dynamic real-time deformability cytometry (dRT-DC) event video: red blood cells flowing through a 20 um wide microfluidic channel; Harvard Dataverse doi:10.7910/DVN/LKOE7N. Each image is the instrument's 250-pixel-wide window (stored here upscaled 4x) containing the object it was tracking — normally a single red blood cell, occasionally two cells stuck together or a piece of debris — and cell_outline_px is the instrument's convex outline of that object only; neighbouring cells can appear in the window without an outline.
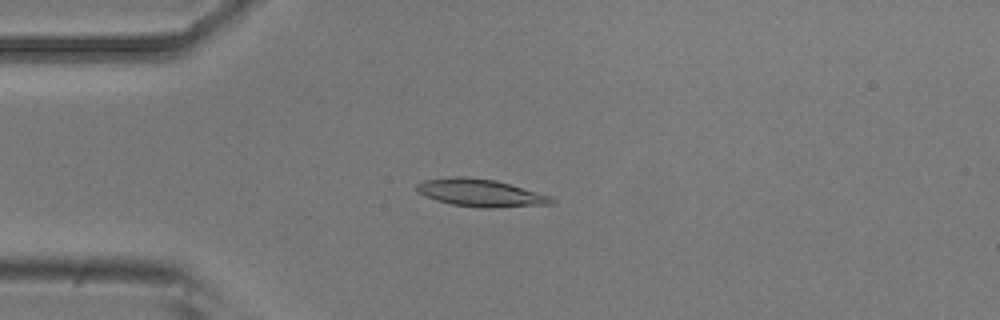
{"species": "common noctule bat (a hibernating species)", "species_latin": "Nyctalus noctula", "temperature_condition": "room temperature", "stored_images_in_passage": 3, "camera_frame_rate_fps": 3000, "um_per_image_px": 0.085, "animal": {"sex": "male", "body_mass_g": 20.5, "forearm_length_mm": 52.5}, "frame": {"image": 1, "passage_image": 1, "time_ms": 0.0, "image_size_px": [1000, 320], "cell_outline_px": [[556, 204], [496, 208], [484, 208], [452, 204], [436, 200], [424, 196], [416, 192], [416, 184], [424, 180], [452, 176], [468, 176], [496, 180], [552, 196], [556, 200]], "centroid_in_image_um": [40.87, 16.39], "position_along_channel_um": 44.1, "area_um2": 22.02}}
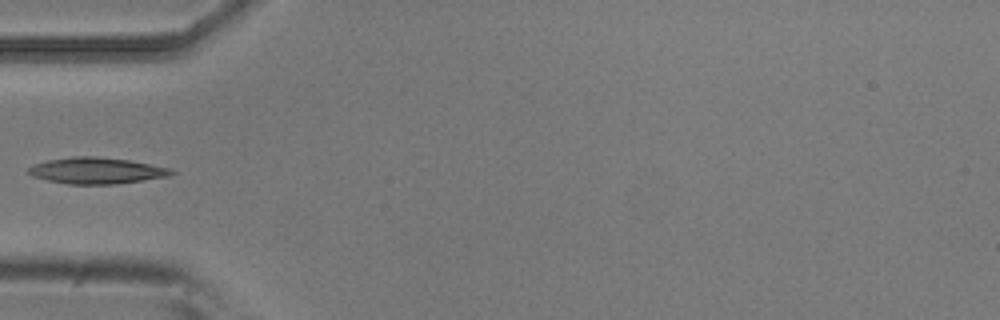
{"frame": {"image": 2, "passage_image": 2, "time_ms": 0.333, "image_size_px": [1000, 320], "cell_outline_px": [[176, 172], [172, 176], [116, 184], [68, 184], [48, 180], [32, 176], [28, 172], [28, 168], [36, 164], [48, 160], [72, 156], [96, 156], [128, 160], [172, 168]], "centroid_in_image_um": [8.26, 14.5], "position_along_channel_um": 76.7, "area_um2": 21.91}}
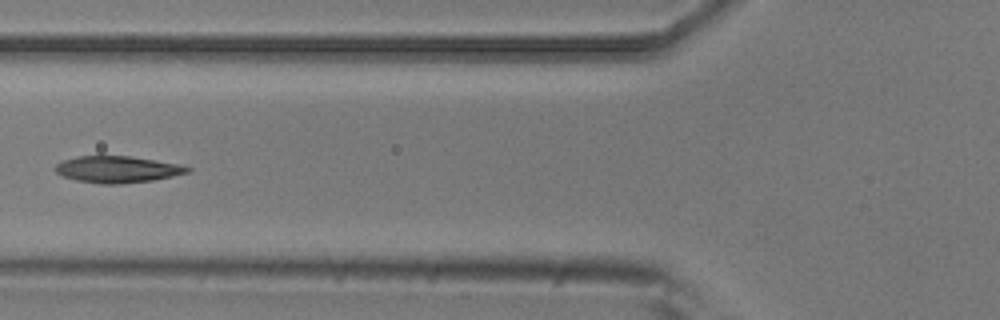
{"frame": {"image": 3, "passage_image": 3, "time_ms": 0.667, "image_size_px": [1000, 320], "cell_outline_px": [[192, 172], [152, 180], [120, 184], [100, 184], [76, 180], [64, 176], [56, 172], [52, 168], [56, 164], [64, 160], [76, 156], [128, 156], [180, 164], [192, 168]], "centroid_in_image_um": [9.98, 14.4], "position_along_channel_um": 115.8, "area_um2": 20.52}}